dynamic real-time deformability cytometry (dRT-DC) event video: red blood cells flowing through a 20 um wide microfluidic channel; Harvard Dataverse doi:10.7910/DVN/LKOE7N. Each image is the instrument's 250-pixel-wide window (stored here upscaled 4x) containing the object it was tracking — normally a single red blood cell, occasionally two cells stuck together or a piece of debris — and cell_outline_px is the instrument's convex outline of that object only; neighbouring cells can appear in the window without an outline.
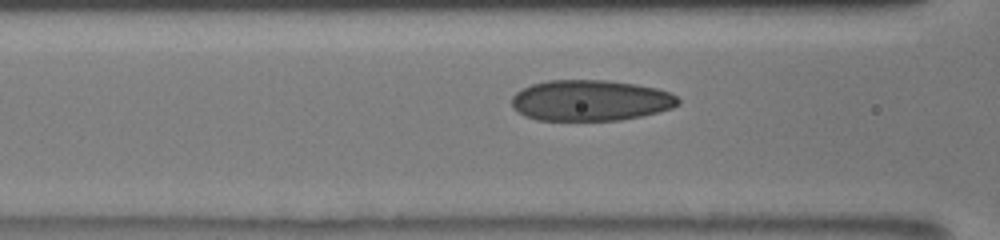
{"species": "human", "species_latin": "Homo sapiens", "temperature_condition": "room temperature", "stored_images_in_passage": 21, "camera_frame_rate_fps": 3000, "um_per_image_px": 0.085, "donor": {"sex": "male"}, "frame": {"image": 1, "passage_image": 6, "time_ms": 1.667, "image_size_px": [1000, 240], "cell_outline_px": [[680, 104], [672, 108], [640, 116], [620, 120], [536, 120], [524, 116], [512, 108], [512, 96], [516, 92], [532, 84], [548, 80], [608, 80], [636, 84], [656, 88], [668, 92], [676, 96], [680, 100]], "centroid_in_image_um": [50.17, 8.54], "position_along_channel_um": 116.4, "area_um2": 39.71}}
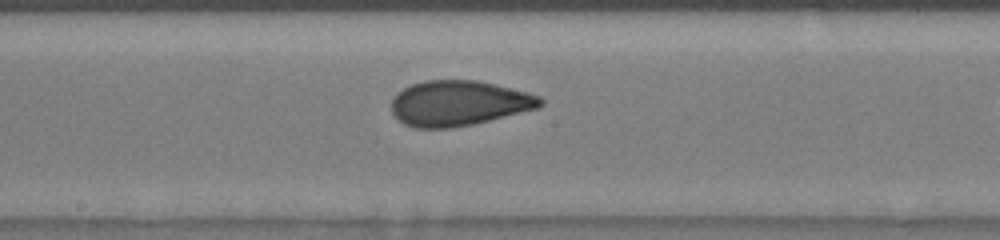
{"frame": {"image": 2, "passage_image": 13, "time_ms": 4.0, "image_size_px": [1000, 240], "cell_outline_px": [[544, 104], [540, 108], [472, 124], [452, 128], [416, 128], [404, 124], [396, 120], [392, 112], [392, 100], [404, 88], [412, 84], [424, 80], [476, 80], [528, 92], [540, 96], [544, 100]], "centroid_in_image_um": [39.01, 8.78], "position_along_channel_um": 209.2, "area_um2": 39.3}}
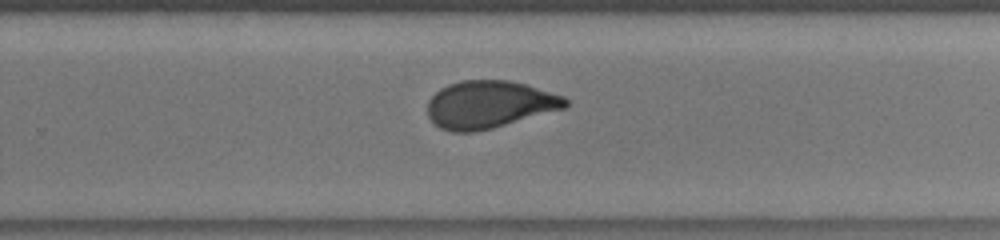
{"frame": {"image": 3, "passage_image": 19, "time_ms": 6.0, "image_size_px": [1000, 240], "cell_outline_px": [[568, 104], [564, 108], [492, 128], [472, 132], [452, 132], [440, 128], [428, 116], [428, 100], [440, 88], [448, 84], [460, 80], [508, 80], [524, 84], [564, 96], [568, 100]], "centroid_in_image_um": [41.56, 8.87], "position_along_channel_um": 288.2, "area_um2": 37.86}}